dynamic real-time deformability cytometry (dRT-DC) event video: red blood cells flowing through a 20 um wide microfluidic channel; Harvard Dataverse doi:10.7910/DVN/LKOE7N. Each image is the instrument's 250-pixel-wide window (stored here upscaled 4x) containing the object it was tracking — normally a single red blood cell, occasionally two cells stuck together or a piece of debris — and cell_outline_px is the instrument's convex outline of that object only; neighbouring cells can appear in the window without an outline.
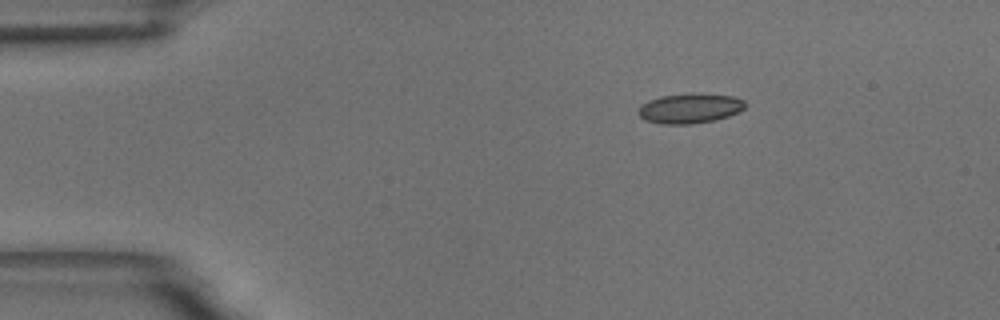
{"species": "common noctule bat (a hibernating species)", "species_latin": "Nyctalus noctula", "temperature_condition": "room temperature", "stored_images_in_passage": 13, "camera_frame_rate_fps": 3000, "um_per_image_px": 0.085, "animal": {"sex": "male", "body_mass_g": 18.8}, "frame": {"image": 1, "passage_image": 1, "time_ms": 0.0, "image_size_px": [1000, 320], "cell_outline_px": [[744, 108], [728, 116], [716, 120], [692, 124], [660, 124], [644, 120], [636, 112], [640, 104], [648, 100], [660, 96], [692, 92], [732, 96], [744, 100]], "centroid_in_image_um": [58.57, 9.2], "position_along_channel_um": 26.4, "area_um2": 18.9}}
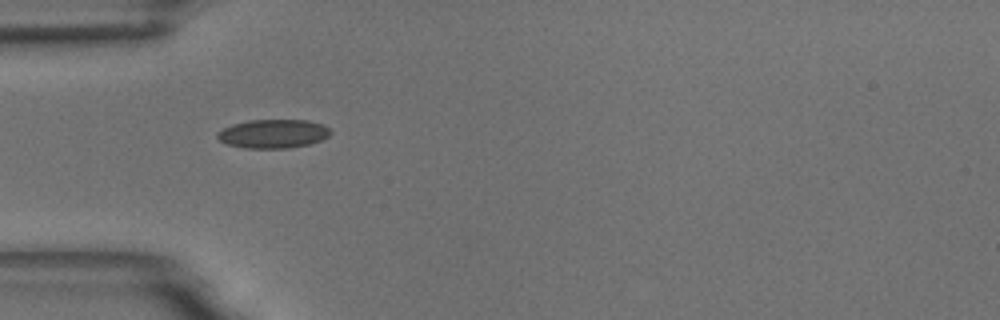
{"frame": {"image": 2, "passage_image": 9, "time_ms": 2.667, "image_size_px": [1000, 320], "cell_outline_px": [[332, 132], [328, 136], [320, 140], [308, 144], [288, 148], [244, 148], [228, 144], [220, 140], [216, 136], [216, 132], [232, 124], [248, 120], [308, 120], [324, 124]], "centroid_in_image_um": [23.21, 11.36], "position_along_channel_um": 61.8, "area_um2": 18.96}}
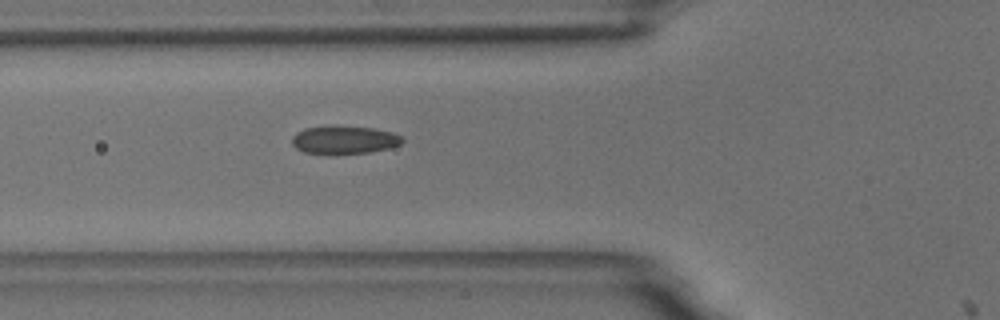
{"frame": {"image": 3, "passage_image": 12, "time_ms": 3.667, "image_size_px": [1000, 320], "cell_outline_px": [[404, 140], [400, 144], [388, 148], [368, 152], [332, 156], [304, 152], [296, 148], [292, 144], [292, 136], [296, 132], [304, 128], [328, 124], [376, 128], [392, 132], [404, 136]], "centroid_in_image_um": [29.22, 11.88], "position_along_channel_um": 96.6, "area_um2": 18.96}}